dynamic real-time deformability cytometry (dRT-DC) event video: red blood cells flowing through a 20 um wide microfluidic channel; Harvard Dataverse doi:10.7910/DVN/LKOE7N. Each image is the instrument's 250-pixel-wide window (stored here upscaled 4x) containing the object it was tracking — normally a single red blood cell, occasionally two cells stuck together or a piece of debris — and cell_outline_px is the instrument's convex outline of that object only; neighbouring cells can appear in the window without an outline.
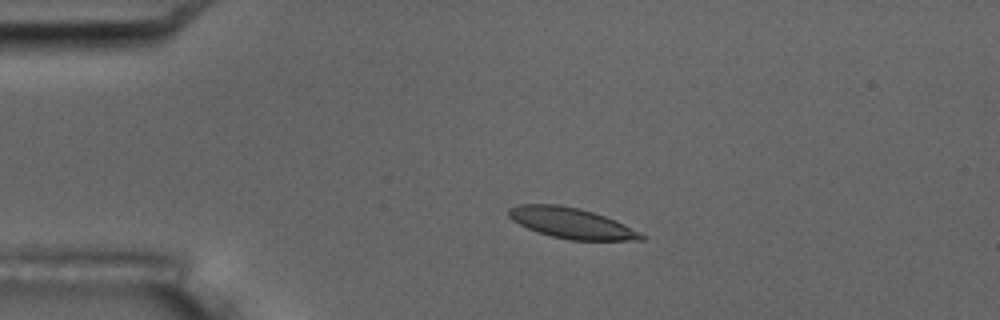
{"species": "common noctule bat (a hibernating species)", "species_latin": "Nyctalus noctula", "temperature_condition": "room temperature", "stored_images_in_passage": 5, "camera_frame_rate_fps": 3000, "um_per_image_px": 0.085, "animal": {"sex": "male", "body_mass_g": 17.5, "forearm_length_mm": 52.3}, "frame": {"image": 1, "passage_image": 4, "time_ms": 3.333, "image_size_px": [1000, 320], "cell_outline_px": [[648, 236], [644, 240], [568, 240], [552, 236], [528, 228], [512, 220], [508, 216], [508, 208], [520, 204], [560, 204], [580, 208], [604, 216], [640, 232]], "centroid_in_image_um": [48.56, 18.96], "position_along_channel_um": 36.4, "area_um2": 23.47}}